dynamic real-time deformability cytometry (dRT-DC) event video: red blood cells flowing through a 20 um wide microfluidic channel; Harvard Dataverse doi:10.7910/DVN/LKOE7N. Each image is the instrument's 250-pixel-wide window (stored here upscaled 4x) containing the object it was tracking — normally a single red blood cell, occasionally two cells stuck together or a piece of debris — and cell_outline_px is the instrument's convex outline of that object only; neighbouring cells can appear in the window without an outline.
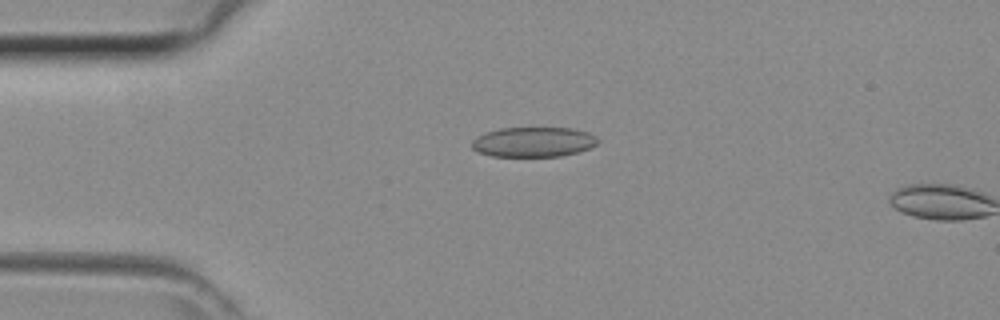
{"species": "common noctule bat (a hibernating species)", "species_latin": "Nyctalus noctula", "temperature_condition": "room temperature", "stored_images_in_passage": 2, "camera_frame_rate_fps": 3000, "um_per_image_px": 0.085, "animal": {"sex": "female", "body_mass_g": 29.2, "forearm_length_mm": 56.3}, "frame": {"image": 1, "passage_image": 1, "time_ms": 0.0, "image_size_px": [1000, 320], "cell_outline_px": [[600, 140], [596, 144], [588, 148], [576, 152], [560, 156], [492, 156], [476, 152], [472, 148], [472, 140], [484, 132], [500, 128], [572, 128], [588, 132], [596, 136]], "centroid_in_image_um": [45.32, 12.06], "position_along_channel_um": 39.7, "area_um2": 21.96}}